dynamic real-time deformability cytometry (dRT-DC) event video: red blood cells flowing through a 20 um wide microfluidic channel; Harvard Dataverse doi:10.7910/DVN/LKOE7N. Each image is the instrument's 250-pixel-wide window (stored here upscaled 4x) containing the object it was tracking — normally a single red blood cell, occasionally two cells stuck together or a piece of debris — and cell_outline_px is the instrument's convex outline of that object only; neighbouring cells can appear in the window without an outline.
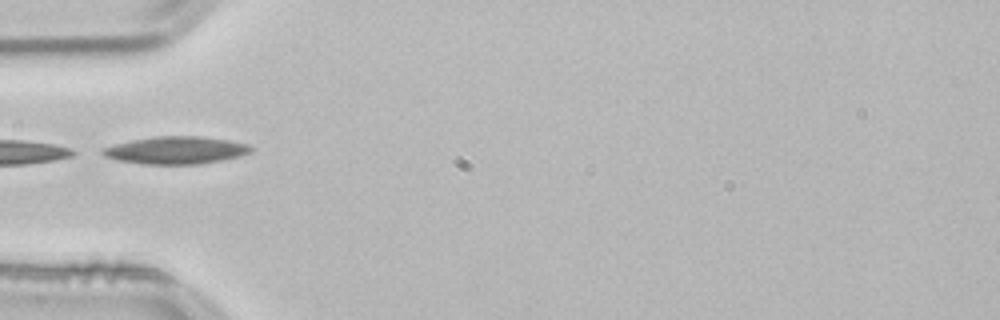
{"species": "common noctule bat (a hibernating species)", "species_latin": "Nyctalus noctula", "temperature_condition": "room temperature", "stored_images_in_passage": 3, "camera_frame_rate_fps": 3000, "um_per_image_px": 0.085, "animal": {"sex": "male", "body_mass_g": 21.5, "forearm_length_mm": 52.0}, "frame": {"image": 1, "passage_image": 1, "time_ms": 0.0, "image_size_px": [1000, 320], "cell_outline_px": [[252, 152], [240, 156], [200, 164], [140, 164], [116, 160], [104, 156], [100, 152], [100, 148], [132, 140], [152, 136], [200, 136], [228, 140], [248, 144], [252, 148]], "centroid_in_image_um": [14.92, 12.77], "position_along_channel_um": 70.1, "area_um2": 23.87}}